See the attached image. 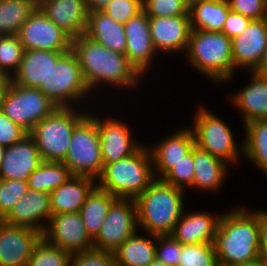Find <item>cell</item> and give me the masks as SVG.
<instances>
[{"label": "cell", "instance_id": "6da1fadb", "mask_svg": "<svg viewBox=\"0 0 267 266\" xmlns=\"http://www.w3.org/2000/svg\"><path fill=\"white\" fill-rule=\"evenodd\" d=\"M72 50L77 55L83 79L91 93H96L102 86L108 87V84L110 88L134 90L144 79L125 54L114 52L85 34L72 38Z\"/></svg>", "mask_w": 267, "mask_h": 266}, {"label": "cell", "instance_id": "7a4b0ae2", "mask_svg": "<svg viewBox=\"0 0 267 266\" xmlns=\"http://www.w3.org/2000/svg\"><path fill=\"white\" fill-rule=\"evenodd\" d=\"M260 231L261 210L240 205L222 211L212 243L219 265L237 266L259 259Z\"/></svg>", "mask_w": 267, "mask_h": 266}, {"label": "cell", "instance_id": "3957f363", "mask_svg": "<svg viewBox=\"0 0 267 266\" xmlns=\"http://www.w3.org/2000/svg\"><path fill=\"white\" fill-rule=\"evenodd\" d=\"M185 191L155 178L135 201L138 228L152 235H170L185 207Z\"/></svg>", "mask_w": 267, "mask_h": 266}, {"label": "cell", "instance_id": "277c9868", "mask_svg": "<svg viewBox=\"0 0 267 266\" xmlns=\"http://www.w3.org/2000/svg\"><path fill=\"white\" fill-rule=\"evenodd\" d=\"M185 58L194 70L215 82L228 84L235 76L231 38L222 31L191 29ZM221 83V84H219Z\"/></svg>", "mask_w": 267, "mask_h": 266}, {"label": "cell", "instance_id": "5b68a950", "mask_svg": "<svg viewBox=\"0 0 267 266\" xmlns=\"http://www.w3.org/2000/svg\"><path fill=\"white\" fill-rule=\"evenodd\" d=\"M148 146L142 145L134 154L106 164L97 186L118 198L136 199L155 179Z\"/></svg>", "mask_w": 267, "mask_h": 266}, {"label": "cell", "instance_id": "8992f818", "mask_svg": "<svg viewBox=\"0 0 267 266\" xmlns=\"http://www.w3.org/2000/svg\"><path fill=\"white\" fill-rule=\"evenodd\" d=\"M75 107L57 108L39 121L29 133L45 162H63L75 126L89 113Z\"/></svg>", "mask_w": 267, "mask_h": 266}, {"label": "cell", "instance_id": "52a82bcc", "mask_svg": "<svg viewBox=\"0 0 267 266\" xmlns=\"http://www.w3.org/2000/svg\"><path fill=\"white\" fill-rule=\"evenodd\" d=\"M38 89L58 108H79L78 103H88L87 97L89 99L92 95L83 79L77 55L72 49L63 53L55 65L51 66L45 82Z\"/></svg>", "mask_w": 267, "mask_h": 266}, {"label": "cell", "instance_id": "ba28073f", "mask_svg": "<svg viewBox=\"0 0 267 266\" xmlns=\"http://www.w3.org/2000/svg\"><path fill=\"white\" fill-rule=\"evenodd\" d=\"M193 116L194 126L189 127L194 133L195 145L228 165L240 163V156L243 157V141L241 140V146L239 143L236 144L234 132L229 124L204 105L197 107Z\"/></svg>", "mask_w": 267, "mask_h": 266}, {"label": "cell", "instance_id": "9c48e42d", "mask_svg": "<svg viewBox=\"0 0 267 266\" xmlns=\"http://www.w3.org/2000/svg\"><path fill=\"white\" fill-rule=\"evenodd\" d=\"M89 113L75 126L63 163L72 176H84L97 181L104 170V164L95 114L91 111Z\"/></svg>", "mask_w": 267, "mask_h": 266}, {"label": "cell", "instance_id": "30bf717a", "mask_svg": "<svg viewBox=\"0 0 267 266\" xmlns=\"http://www.w3.org/2000/svg\"><path fill=\"white\" fill-rule=\"evenodd\" d=\"M58 107L38 88L11 83L1 104V111L30 133L35 125Z\"/></svg>", "mask_w": 267, "mask_h": 266}, {"label": "cell", "instance_id": "8fae6325", "mask_svg": "<svg viewBox=\"0 0 267 266\" xmlns=\"http://www.w3.org/2000/svg\"><path fill=\"white\" fill-rule=\"evenodd\" d=\"M138 229L135 199L118 198L112 204L98 236L93 240L94 250L114 253Z\"/></svg>", "mask_w": 267, "mask_h": 266}, {"label": "cell", "instance_id": "7c38bea8", "mask_svg": "<svg viewBox=\"0 0 267 266\" xmlns=\"http://www.w3.org/2000/svg\"><path fill=\"white\" fill-rule=\"evenodd\" d=\"M18 36L24 50L68 52L72 49V37L53 23L39 7L23 23Z\"/></svg>", "mask_w": 267, "mask_h": 266}, {"label": "cell", "instance_id": "4fadbf2b", "mask_svg": "<svg viewBox=\"0 0 267 266\" xmlns=\"http://www.w3.org/2000/svg\"><path fill=\"white\" fill-rule=\"evenodd\" d=\"M43 238L71 255L94 249L93 240L79 212L52 215Z\"/></svg>", "mask_w": 267, "mask_h": 266}, {"label": "cell", "instance_id": "5bb4252c", "mask_svg": "<svg viewBox=\"0 0 267 266\" xmlns=\"http://www.w3.org/2000/svg\"><path fill=\"white\" fill-rule=\"evenodd\" d=\"M97 115V117H96ZM95 114L104 166L134 154L145 142L135 140L129 124L111 115ZM102 117V119H101Z\"/></svg>", "mask_w": 267, "mask_h": 266}, {"label": "cell", "instance_id": "9a60e30c", "mask_svg": "<svg viewBox=\"0 0 267 266\" xmlns=\"http://www.w3.org/2000/svg\"><path fill=\"white\" fill-rule=\"evenodd\" d=\"M124 28L127 42L125 55L129 63L143 77L149 73L155 60L154 57L158 55L150 36L149 17L142 10L130 18L124 24Z\"/></svg>", "mask_w": 267, "mask_h": 266}, {"label": "cell", "instance_id": "2e32d148", "mask_svg": "<svg viewBox=\"0 0 267 266\" xmlns=\"http://www.w3.org/2000/svg\"><path fill=\"white\" fill-rule=\"evenodd\" d=\"M42 238L43 234L38 231L0 221V266H28Z\"/></svg>", "mask_w": 267, "mask_h": 266}, {"label": "cell", "instance_id": "e0dca14e", "mask_svg": "<svg viewBox=\"0 0 267 266\" xmlns=\"http://www.w3.org/2000/svg\"><path fill=\"white\" fill-rule=\"evenodd\" d=\"M235 71L252 72L267 49V18L251 20L239 36L231 39Z\"/></svg>", "mask_w": 267, "mask_h": 266}, {"label": "cell", "instance_id": "ac0fdd59", "mask_svg": "<svg viewBox=\"0 0 267 266\" xmlns=\"http://www.w3.org/2000/svg\"><path fill=\"white\" fill-rule=\"evenodd\" d=\"M150 36L158 53H186L191 33L190 16L149 17Z\"/></svg>", "mask_w": 267, "mask_h": 266}, {"label": "cell", "instance_id": "d6986e66", "mask_svg": "<svg viewBox=\"0 0 267 266\" xmlns=\"http://www.w3.org/2000/svg\"><path fill=\"white\" fill-rule=\"evenodd\" d=\"M182 128L148 147L152 157L155 178L161 179L195 147L192 129L188 126Z\"/></svg>", "mask_w": 267, "mask_h": 266}, {"label": "cell", "instance_id": "ffe728a7", "mask_svg": "<svg viewBox=\"0 0 267 266\" xmlns=\"http://www.w3.org/2000/svg\"><path fill=\"white\" fill-rule=\"evenodd\" d=\"M51 216L50 193L29 189L2 221L43 234Z\"/></svg>", "mask_w": 267, "mask_h": 266}, {"label": "cell", "instance_id": "44dd1931", "mask_svg": "<svg viewBox=\"0 0 267 266\" xmlns=\"http://www.w3.org/2000/svg\"><path fill=\"white\" fill-rule=\"evenodd\" d=\"M42 162L36 142L28 134L21 141L6 147L0 167V179L28 181Z\"/></svg>", "mask_w": 267, "mask_h": 266}, {"label": "cell", "instance_id": "7402d4cb", "mask_svg": "<svg viewBox=\"0 0 267 266\" xmlns=\"http://www.w3.org/2000/svg\"><path fill=\"white\" fill-rule=\"evenodd\" d=\"M213 214L206 210L189 212L185 209L170 235L182 245L212 244L222 213Z\"/></svg>", "mask_w": 267, "mask_h": 266}, {"label": "cell", "instance_id": "603a6c76", "mask_svg": "<svg viewBox=\"0 0 267 266\" xmlns=\"http://www.w3.org/2000/svg\"><path fill=\"white\" fill-rule=\"evenodd\" d=\"M38 7L72 38L85 33L88 10L84 0H42Z\"/></svg>", "mask_w": 267, "mask_h": 266}, {"label": "cell", "instance_id": "cb8c5ba5", "mask_svg": "<svg viewBox=\"0 0 267 266\" xmlns=\"http://www.w3.org/2000/svg\"><path fill=\"white\" fill-rule=\"evenodd\" d=\"M251 80L244 88L230 95L231 104L240 113L244 124L249 121L267 119V78L250 72Z\"/></svg>", "mask_w": 267, "mask_h": 266}, {"label": "cell", "instance_id": "d4e9b609", "mask_svg": "<svg viewBox=\"0 0 267 266\" xmlns=\"http://www.w3.org/2000/svg\"><path fill=\"white\" fill-rule=\"evenodd\" d=\"M97 181L84 176H72L50 193L52 215L79 212Z\"/></svg>", "mask_w": 267, "mask_h": 266}, {"label": "cell", "instance_id": "484cf974", "mask_svg": "<svg viewBox=\"0 0 267 266\" xmlns=\"http://www.w3.org/2000/svg\"><path fill=\"white\" fill-rule=\"evenodd\" d=\"M65 52L46 50H24L18 71L12 82L27 88H38L45 82L50 68Z\"/></svg>", "mask_w": 267, "mask_h": 266}, {"label": "cell", "instance_id": "4316f807", "mask_svg": "<svg viewBox=\"0 0 267 266\" xmlns=\"http://www.w3.org/2000/svg\"><path fill=\"white\" fill-rule=\"evenodd\" d=\"M229 169L226 162L195 145L193 190L208 191L212 194L213 192L218 193L227 180Z\"/></svg>", "mask_w": 267, "mask_h": 266}, {"label": "cell", "instance_id": "83f0119b", "mask_svg": "<svg viewBox=\"0 0 267 266\" xmlns=\"http://www.w3.org/2000/svg\"><path fill=\"white\" fill-rule=\"evenodd\" d=\"M84 34L114 52L120 54L126 52L127 42L124 25L115 22L103 11L88 12Z\"/></svg>", "mask_w": 267, "mask_h": 266}, {"label": "cell", "instance_id": "f1b7e54d", "mask_svg": "<svg viewBox=\"0 0 267 266\" xmlns=\"http://www.w3.org/2000/svg\"><path fill=\"white\" fill-rule=\"evenodd\" d=\"M130 236L113 254L118 266H148L156 257V235Z\"/></svg>", "mask_w": 267, "mask_h": 266}, {"label": "cell", "instance_id": "f546056e", "mask_svg": "<svg viewBox=\"0 0 267 266\" xmlns=\"http://www.w3.org/2000/svg\"><path fill=\"white\" fill-rule=\"evenodd\" d=\"M243 156L267 177V119L243 124Z\"/></svg>", "mask_w": 267, "mask_h": 266}, {"label": "cell", "instance_id": "4dcf8cb0", "mask_svg": "<svg viewBox=\"0 0 267 266\" xmlns=\"http://www.w3.org/2000/svg\"><path fill=\"white\" fill-rule=\"evenodd\" d=\"M117 199L118 197L100 189L98 186L88 195L79 213L92 240L98 236L112 204Z\"/></svg>", "mask_w": 267, "mask_h": 266}, {"label": "cell", "instance_id": "1f68e13d", "mask_svg": "<svg viewBox=\"0 0 267 266\" xmlns=\"http://www.w3.org/2000/svg\"><path fill=\"white\" fill-rule=\"evenodd\" d=\"M229 9L227 0H202L189 10L191 28L222 31Z\"/></svg>", "mask_w": 267, "mask_h": 266}, {"label": "cell", "instance_id": "d6a6232c", "mask_svg": "<svg viewBox=\"0 0 267 266\" xmlns=\"http://www.w3.org/2000/svg\"><path fill=\"white\" fill-rule=\"evenodd\" d=\"M70 177L72 174L63 162L43 161L28 178V189L51 193Z\"/></svg>", "mask_w": 267, "mask_h": 266}, {"label": "cell", "instance_id": "836d02e7", "mask_svg": "<svg viewBox=\"0 0 267 266\" xmlns=\"http://www.w3.org/2000/svg\"><path fill=\"white\" fill-rule=\"evenodd\" d=\"M37 7L30 0H0V32L18 35L23 23Z\"/></svg>", "mask_w": 267, "mask_h": 266}, {"label": "cell", "instance_id": "e575fe53", "mask_svg": "<svg viewBox=\"0 0 267 266\" xmlns=\"http://www.w3.org/2000/svg\"><path fill=\"white\" fill-rule=\"evenodd\" d=\"M23 51L18 35H3L0 40V72L13 77L19 69Z\"/></svg>", "mask_w": 267, "mask_h": 266}, {"label": "cell", "instance_id": "d590c367", "mask_svg": "<svg viewBox=\"0 0 267 266\" xmlns=\"http://www.w3.org/2000/svg\"><path fill=\"white\" fill-rule=\"evenodd\" d=\"M71 254L40 240L28 261V266H70Z\"/></svg>", "mask_w": 267, "mask_h": 266}, {"label": "cell", "instance_id": "8d00e7d4", "mask_svg": "<svg viewBox=\"0 0 267 266\" xmlns=\"http://www.w3.org/2000/svg\"><path fill=\"white\" fill-rule=\"evenodd\" d=\"M213 244L198 243L183 245L178 266H218Z\"/></svg>", "mask_w": 267, "mask_h": 266}, {"label": "cell", "instance_id": "74e56055", "mask_svg": "<svg viewBox=\"0 0 267 266\" xmlns=\"http://www.w3.org/2000/svg\"><path fill=\"white\" fill-rule=\"evenodd\" d=\"M161 179L185 192L188 188H192L193 190L194 148L189 154L183 157L181 161L175 164Z\"/></svg>", "mask_w": 267, "mask_h": 266}, {"label": "cell", "instance_id": "f35d334b", "mask_svg": "<svg viewBox=\"0 0 267 266\" xmlns=\"http://www.w3.org/2000/svg\"><path fill=\"white\" fill-rule=\"evenodd\" d=\"M28 190L27 181L0 179V221L11 212Z\"/></svg>", "mask_w": 267, "mask_h": 266}, {"label": "cell", "instance_id": "ab89813d", "mask_svg": "<svg viewBox=\"0 0 267 266\" xmlns=\"http://www.w3.org/2000/svg\"><path fill=\"white\" fill-rule=\"evenodd\" d=\"M142 5L148 17L190 16L182 0H142Z\"/></svg>", "mask_w": 267, "mask_h": 266}, {"label": "cell", "instance_id": "60d3db41", "mask_svg": "<svg viewBox=\"0 0 267 266\" xmlns=\"http://www.w3.org/2000/svg\"><path fill=\"white\" fill-rule=\"evenodd\" d=\"M142 10V0H112L102 11L115 22L124 25Z\"/></svg>", "mask_w": 267, "mask_h": 266}, {"label": "cell", "instance_id": "b9f144b4", "mask_svg": "<svg viewBox=\"0 0 267 266\" xmlns=\"http://www.w3.org/2000/svg\"><path fill=\"white\" fill-rule=\"evenodd\" d=\"M182 246L171 235H156L155 257L167 266H178Z\"/></svg>", "mask_w": 267, "mask_h": 266}, {"label": "cell", "instance_id": "7bdbcfd3", "mask_svg": "<svg viewBox=\"0 0 267 266\" xmlns=\"http://www.w3.org/2000/svg\"><path fill=\"white\" fill-rule=\"evenodd\" d=\"M70 266H118L113 253L91 250L73 254Z\"/></svg>", "mask_w": 267, "mask_h": 266}, {"label": "cell", "instance_id": "ee69618b", "mask_svg": "<svg viewBox=\"0 0 267 266\" xmlns=\"http://www.w3.org/2000/svg\"><path fill=\"white\" fill-rule=\"evenodd\" d=\"M29 133L18 124L12 122L0 109V145L12 146L21 141Z\"/></svg>", "mask_w": 267, "mask_h": 266}, {"label": "cell", "instance_id": "f6af8a7d", "mask_svg": "<svg viewBox=\"0 0 267 266\" xmlns=\"http://www.w3.org/2000/svg\"><path fill=\"white\" fill-rule=\"evenodd\" d=\"M229 8L251 20L267 18L264 0H227Z\"/></svg>", "mask_w": 267, "mask_h": 266}, {"label": "cell", "instance_id": "bcb514c9", "mask_svg": "<svg viewBox=\"0 0 267 266\" xmlns=\"http://www.w3.org/2000/svg\"><path fill=\"white\" fill-rule=\"evenodd\" d=\"M250 21V18L229 9L222 32L232 39L235 36H239L241 32L248 26Z\"/></svg>", "mask_w": 267, "mask_h": 266}, {"label": "cell", "instance_id": "7dc6e473", "mask_svg": "<svg viewBox=\"0 0 267 266\" xmlns=\"http://www.w3.org/2000/svg\"><path fill=\"white\" fill-rule=\"evenodd\" d=\"M259 259L267 265V211L261 208Z\"/></svg>", "mask_w": 267, "mask_h": 266}, {"label": "cell", "instance_id": "c3c4849f", "mask_svg": "<svg viewBox=\"0 0 267 266\" xmlns=\"http://www.w3.org/2000/svg\"><path fill=\"white\" fill-rule=\"evenodd\" d=\"M112 0H84L88 12L102 11Z\"/></svg>", "mask_w": 267, "mask_h": 266}, {"label": "cell", "instance_id": "681fc988", "mask_svg": "<svg viewBox=\"0 0 267 266\" xmlns=\"http://www.w3.org/2000/svg\"><path fill=\"white\" fill-rule=\"evenodd\" d=\"M252 72L259 77L267 78V49Z\"/></svg>", "mask_w": 267, "mask_h": 266}, {"label": "cell", "instance_id": "f907efd6", "mask_svg": "<svg viewBox=\"0 0 267 266\" xmlns=\"http://www.w3.org/2000/svg\"><path fill=\"white\" fill-rule=\"evenodd\" d=\"M12 83V77L6 74H0V107L10 85Z\"/></svg>", "mask_w": 267, "mask_h": 266}, {"label": "cell", "instance_id": "816d5d0a", "mask_svg": "<svg viewBox=\"0 0 267 266\" xmlns=\"http://www.w3.org/2000/svg\"><path fill=\"white\" fill-rule=\"evenodd\" d=\"M237 266H267L266 264H264L260 259H257L255 261L246 263V264H240Z\"/></svg>", "mask_w": 267, "mask_h": 266}, {"label": "cell", "instance_id": "f5cc1de1", "mask_svg": "<svg viewBox=\"0 0 267 266\" xmlns=\"http://www.w3.org/2000/svg\"><path fill=\"white\" fill-rule=\"evenodd\" d=\"M182 1L190 10L194 5L198 4L202 0H182Z\"/></svg>", "mask_w": 267, "mask_h": 266}, {"label": "cell", "instance_id": "db71d44e", "mask_svg": "<svg viewBox=\"0 0 267 266\" xmlns=\"http://www.w3.org/2000/svg\"><path fill=\"white\" fill-rule=\"evenodd\" d=\"M148 266H167V265L162 261L158 260L157 258H155Z\"/></svg>", "mask_w": 267, "mask_h": 266}, {"label": "cell", "instance_id": "11a10c76", "mask_svg": "<svg viewBox=\"0 0 267 266\" xmlns=\"http://www.w3.org/2000/svg\"><path fill=\"white\" fill-rule=\"evenodd\" d=\"M5 149H6V147L0 145V167H1V164L3 162Z\"/></svg>", "mask_w": 267, "mask_h": 266}, {"label": "cell", "instance_id": "9f6ffc18", "mask_svg": "<svg viewBox=\"0 0 267 266\" xmlns=\"http://www.w3.org/2000/svg\"><path fill=\"white\" fill-rule=\"evenodd\" d=\"M30 1H32L37 6H39L41 4V2H42V0H30Z\"/></svg>", "mask_w": 267, "mask_h": 266}, {"label": "cell", "instance_id": "6f0895ef", "mask_svg": "<svg viewBox=\"0 0 267 266\" xmlns=\"http://www.w3.org/2000/svg\"><path fill=\"white\" fill-rule=\"evenodd\" d=\"M264 7H265L266 16H267V0H264Z\"/></svg>", "mask_w": 267, "mask_h": 266}, {"label": "cell", "instance_id": "680465c9", "mask_svg": "<svg viewBox=\"0 0 267 266\" xmlns=\"http://www.w3.org/2000/svg\"><path fill=\"white\" fill-rule=\"evenodd\" d=\"M2 37H3V34L0 32V40H1Z\"/></svg>", "mask_w": 267, "mask_h": 266}]
</instances>
